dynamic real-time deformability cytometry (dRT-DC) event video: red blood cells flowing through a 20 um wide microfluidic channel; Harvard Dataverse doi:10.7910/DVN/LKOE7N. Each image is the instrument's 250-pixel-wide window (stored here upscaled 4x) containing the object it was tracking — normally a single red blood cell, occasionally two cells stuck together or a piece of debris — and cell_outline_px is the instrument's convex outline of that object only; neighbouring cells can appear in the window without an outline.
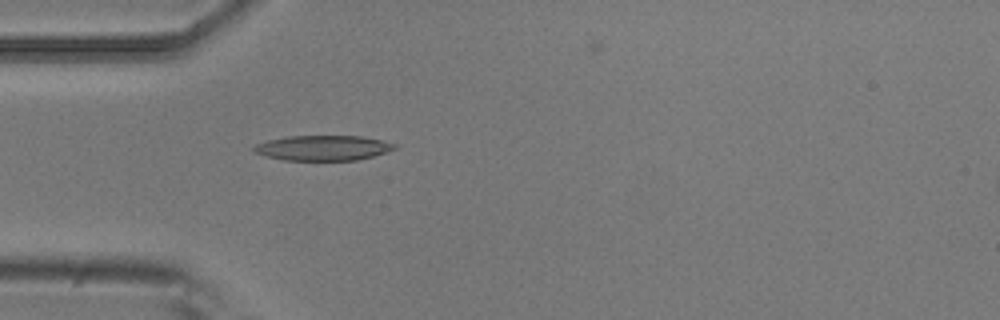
{"species": "common noctule bat (a hibernating species)", "species_latin": "Nyctalus noctula", "temperature_condition": "room temperature", "stored_images_in_passage": 3, "camera_frame_rate_fps": 3000, "um_per_image_px": 0.085, "animal": {"sex": "male", "body_mass_g": 20.5, "forearm_length_mm": 52.5}, "frame": {"image": 1, "passage_image": 2, "time_ms": 0.333, "image_size_px": [1000, 320], "cell_outline_px": [[400, 148], [372, 156], [356, 160], [284, 160], [252, 152], [252, 148], [256, 144], [268, 140], [288, 136], [360, 136], [384, 140], [396, 144]], "centroid_in_image_um": [27.49, 12.57], "position_along_channel_um": 57.5, "area_um2": 20.63}}